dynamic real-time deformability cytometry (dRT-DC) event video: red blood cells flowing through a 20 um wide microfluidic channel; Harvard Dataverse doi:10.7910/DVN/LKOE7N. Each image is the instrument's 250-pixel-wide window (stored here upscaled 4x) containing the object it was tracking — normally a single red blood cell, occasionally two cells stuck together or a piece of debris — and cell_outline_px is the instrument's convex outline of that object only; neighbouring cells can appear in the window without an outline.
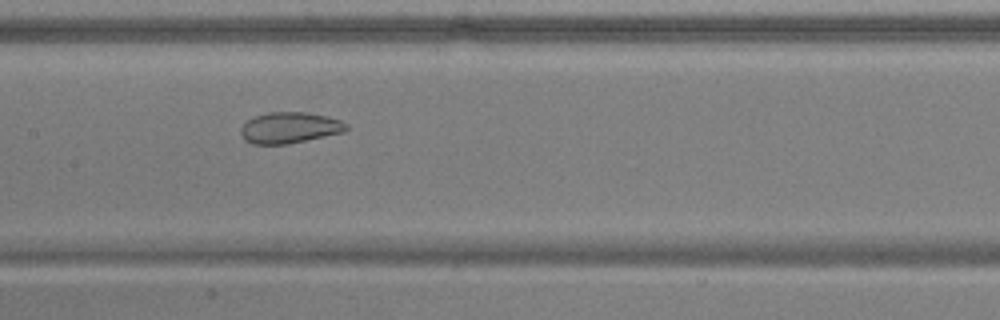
{"species": "common noctule bat (a hibernating species)", "species_latin": "Nyctalus noctula", "temperature_condition": "warm", "stored_images_in_passage": 43, "camera_frame_rate_fps": 3000, "um_per_image_px": 0.085, "animal": {"sex": "male", "body_mass_g": 17.9, "forearm_length_mm": 54.2}, "frame": {"image": 1, "passage_image": 17, "time_ms": 5.333, "image_size_px": [1000, 320], "cell_outline_px": [[348, 128], [344, 132], [288, 144], [252, 144], [244, 140], [240, 132], [240, 128], [248, 120], [256, 116], [268, 112], [304, 112], [328, 116], [340, 120], [348, 124]], "centroid_in_image_um": [24.62, 10.86], "position_along_channel_um": 182.8, "area_um2": 19.13}}
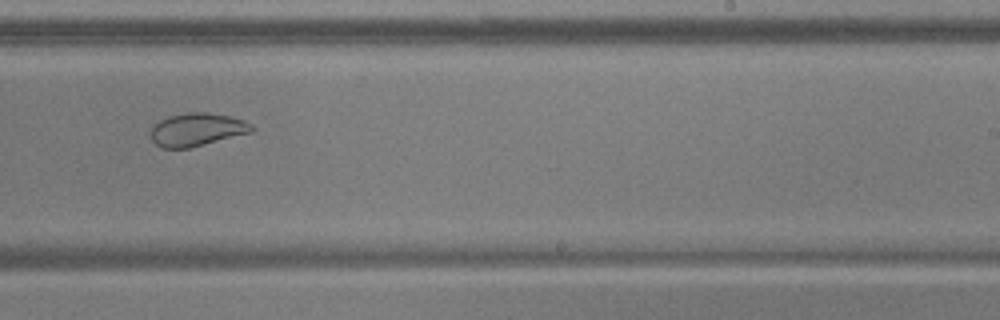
{"frame": {"image": 2, "passage_image": 24, "time_ms": 7.667, "image_size_px": [1000, 320], "cell_outline_px": [[256, 128], [252, 132], [188, 148], [160, 148], [152, 140], [152, 128], [160, 120], [168, 116], [188, 112], [204, 112], [232, 116], [244, 120], [252, 124]], "centroid_in_image_um": [16.78, 11.0], "position_along_channel_um": 272.2, "area_um2": 19.36}}
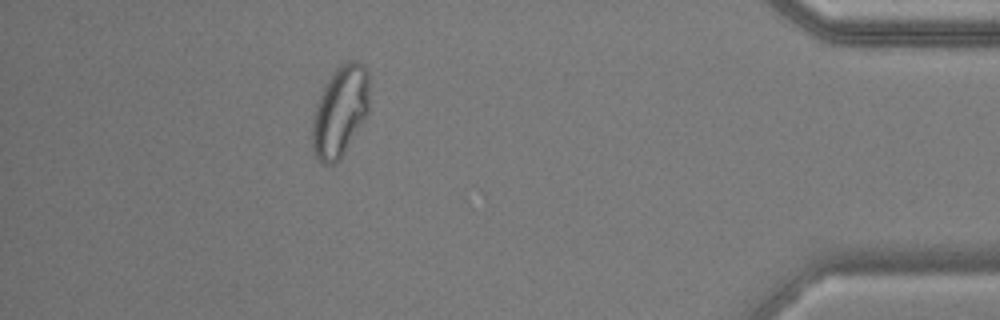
{"frame": {"image": 3, "passage_image": 38, "time_ms": 12.333, "image_size_px": [1000, 320], "cell_outline_px": [[368, 112], [340, 160], [336, 164], [324, 164], [316, 156], [312, 148], [312, 112], [328, 80], [336, 68], [340, 64], [348, 60], [356, 60], [368, 68]], "centroid_in_image_um": [28.9, 9.46], "position_along_channel_um": 406.3, "area_um2": 30.17}, "authors_computed_cell_mechanics": {"area_um2": 24.7384, "velocity_mm_per_s": 3.8474, "shape_relaxation_time_tau1_ms": null, "shape_relaxation_time_tau2_ms": 1.1593, "deformation_change_tau1": null, "deformation_change_tau2": 0.0626}}